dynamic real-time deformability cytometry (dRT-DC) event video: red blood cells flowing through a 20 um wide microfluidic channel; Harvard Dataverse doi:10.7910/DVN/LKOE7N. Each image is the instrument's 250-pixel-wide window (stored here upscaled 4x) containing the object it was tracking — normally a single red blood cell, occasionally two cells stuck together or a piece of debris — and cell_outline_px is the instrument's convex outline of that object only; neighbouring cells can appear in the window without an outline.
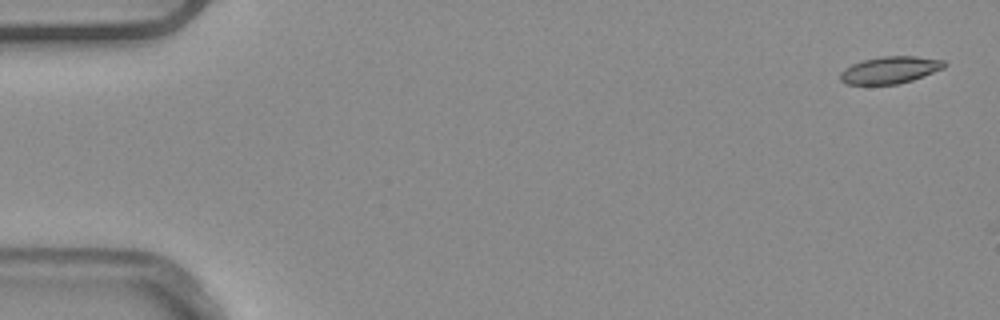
{"species": "common noctule bat (a hibernating species)", "species_latin": "Nyctalus noctula", "temperature_condition": "warm", "stored_images_in_passage": 2, "camera_frame_rate_fps": 3000, "um_per_image_px": 0.085, "animal": {"sex": "male", "body_mass_g": 20.4}, "frame": {"image": 1, "passage_image": 1, "time_ms": 0.0, "image_size_px": [1000, 320], "cell_outline_px": [[948, 64], [944, 68], [912, 80], [896, 84], [848, 84], [840, 80], [840, 72], [844, 68], [852, 64], [864, 60], [884, 56], [916, 56], [944, 60]], "centroid_in_image_um": [75.67, 5.94], "position_along_channel_um": 9.3, "area_um2": 16.3}}